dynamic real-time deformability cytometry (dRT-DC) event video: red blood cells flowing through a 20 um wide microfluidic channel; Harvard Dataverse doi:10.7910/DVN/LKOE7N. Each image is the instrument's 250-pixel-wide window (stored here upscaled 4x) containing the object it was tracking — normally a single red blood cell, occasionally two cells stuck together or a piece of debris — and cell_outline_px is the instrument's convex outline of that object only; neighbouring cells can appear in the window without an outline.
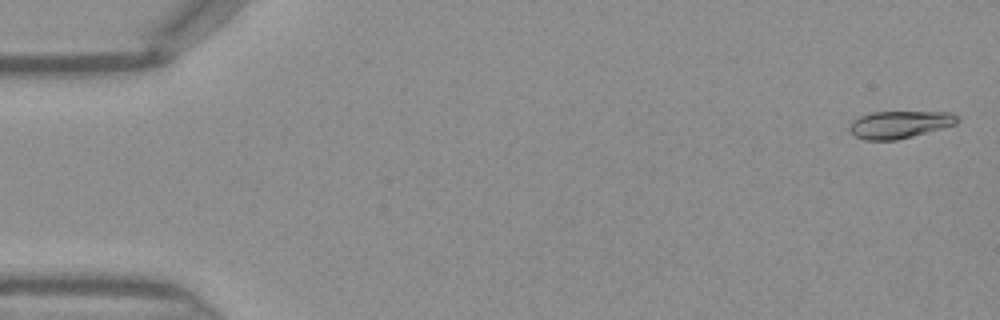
{"species": "Egyptian fruit bat (a non-hibernating species)", "species_latin": "Rousettus aegyptiacus", "temperature_condition": "warm", "stored_images_in_passage": 46, "camera_frame_rate_fps": 3000, "um_per_image_px": 0.085, "frame": {"image": 1, "passage_image": 2, "time_ms": 0.333, "image_size_px": [1000, 320], "cell_outline_px": [[960, 120], [956, 124], [912, 136], [896, 140], [864, 140], [856, 136], [848, 128], [852, 120], [860, 116], [872, 112], [952, 112]], "centroid_in_image_um": [76.45, 10.58], "position_along_channel_um": 8.6, "area_um2": 17.05}}
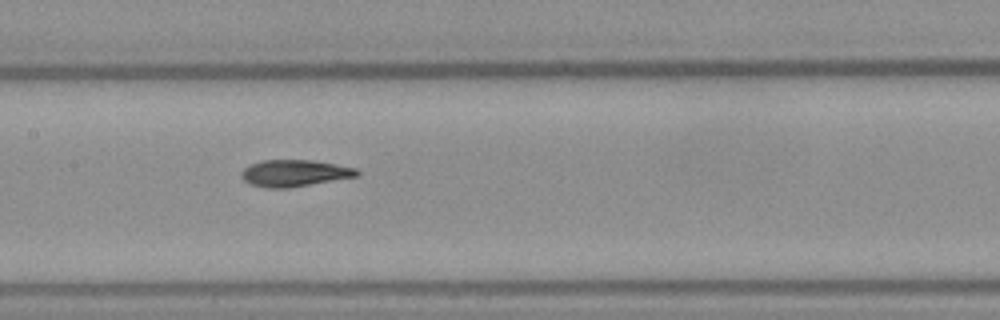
{"frame": {"image": 2, "passage_image": 23, "time_ms": 7.333, "image_size_px": [1000, 320], "cell_outline_px": [[360, 176], [288, 188], [268, 188], [252, 184], [244, 180], [240, 176], [240, 172], [244, 168], [260, 160], [312, 160], [336, 164], [356, 168], [360, 172]], "centroid_in_image_um": [25.05, 14.71], "position_along_channel_um": 182.3, "area_um2": 18.03}}
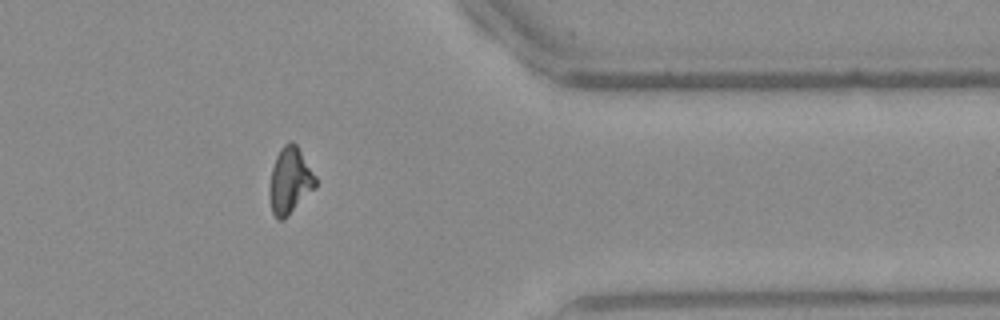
{"frame": {"image": 3, "passage_image": 38, "time_ms": 12.333, "image_size_px": [1000, 320], "cell_outline_px": [[316, 188], [284, 220], [276, 220], [272, 212], [268, 192], [272, 168], [276, 156], [280, 148], [284, 144], [292, 140], [296, 144], [316, 176]], "centroid_in_image_um": [24.63, 15.38], "position_along_channel_um": 386.8, "area_um2": 18.03}}